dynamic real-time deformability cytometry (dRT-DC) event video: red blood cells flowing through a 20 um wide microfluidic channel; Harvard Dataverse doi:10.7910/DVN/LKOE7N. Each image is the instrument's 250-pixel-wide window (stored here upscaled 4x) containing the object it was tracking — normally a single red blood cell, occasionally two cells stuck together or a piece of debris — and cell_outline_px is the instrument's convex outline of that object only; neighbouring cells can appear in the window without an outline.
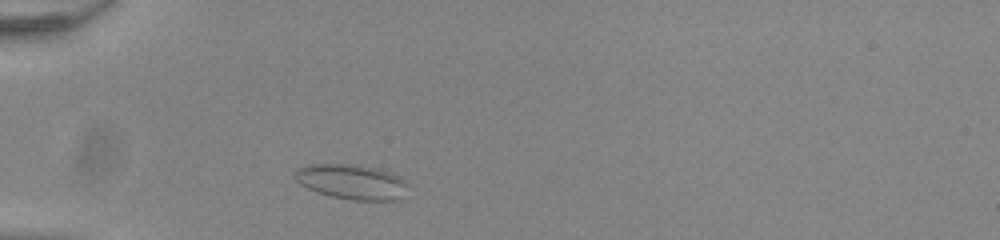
{"species": "common noctule bat (a hibernating species)", "species_latin": "Nyctalus noctula", "temperature_condition": "room temperature", "stored_images_in_passage": 41, "camera_frame_rate_fps": 3000, "um_per_image_px": 0.085, "animal": {"sex": "male", "body_mass_g": 20.0, "forearm_length_mm": 53.3}, "frame": {"image": 1, "passage_image": 4, "time_ms": 1.0, "image_size_px": [1000, 240], "cell_outline_px": [[408, 184], [400, 200], [352, 200], [332, 196], [316, 192], [300, 184], [292, 176], [300, 168], [312, 164], [340, 164], [376, 168], [400, 176]], "centroid_in_image_um": [29.9, 15.47], "position_along_channel_um": 55.1, "area_um2": 22.72}}
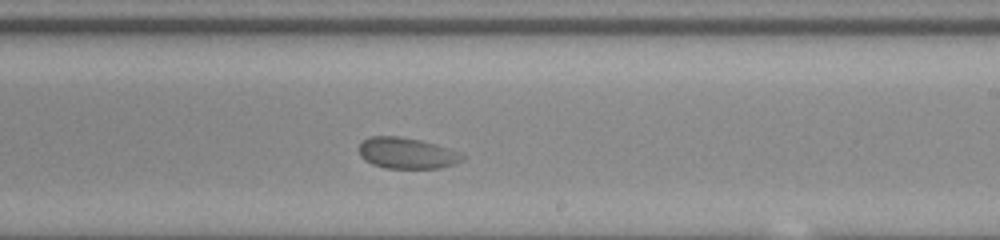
{"frame": {"image": 2, "passage_image": 21, "time_ms": 6.667, "image_size_px": [1000, 240], "cell_outline_px": [[464, 160], [440, 168], [384, 168], [372, 164], [364, 160], [360, 156], [360, 144], [364, 140], [372, 136], [400, 136], [420, 140], [436, 144], [460, 152], [464, 156]], "centroid_in_image_um": [34.58, 13.02], "position_along_channel_um": 254.4, "area_um2": 18.67}}
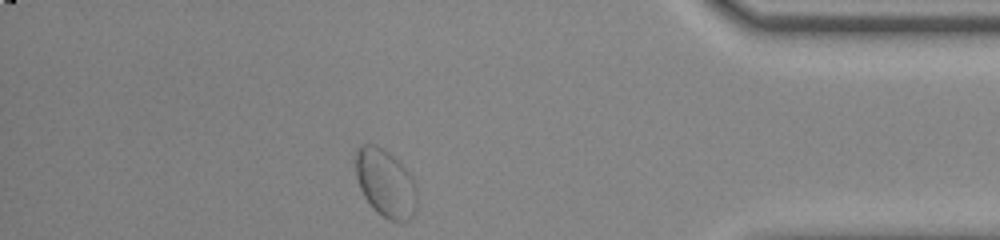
{"frame": {"image": 3, "passage_image": 35, "time_ms": 11.333, "image_size_px": [1000, 240], "cell_outline_px": [[416, 208], [412, 216], [408, 220], [400, 224], [388, 220], [376, 212], [372, 208], [364, 196], [360, 188], [356, 176], [356, 152], [364, 144], [376, 144], [388, 152], [408, 172], [412, 180], [416, 192]], "centroid_in_image_um": [32.76, 15.63], "position_along_channel_um": 402.4, "area_um2": 24.04}}